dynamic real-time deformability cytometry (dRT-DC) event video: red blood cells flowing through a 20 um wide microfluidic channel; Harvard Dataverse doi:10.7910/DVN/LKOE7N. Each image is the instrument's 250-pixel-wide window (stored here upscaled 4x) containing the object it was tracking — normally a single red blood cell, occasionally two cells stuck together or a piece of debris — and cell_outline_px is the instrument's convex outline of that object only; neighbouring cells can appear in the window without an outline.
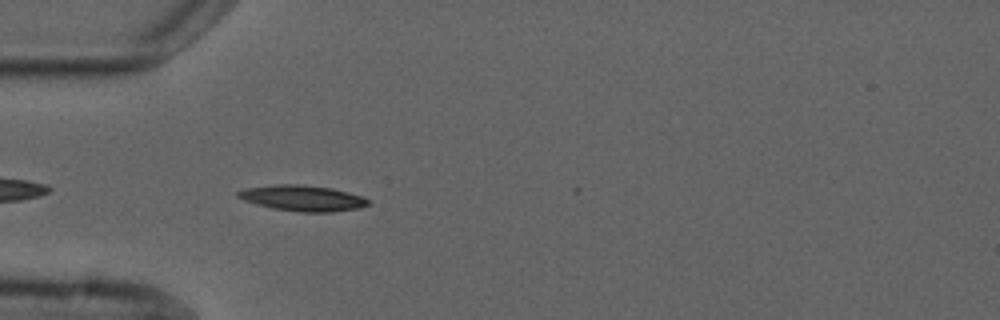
{"species": "common noctule bat (a hibernating species)", "species_latin": "Nyctalus noctula", "temperature_condition": "cold", "stored_images_in_passage": 5, "camera_frame_rate_fps": 3000, "um_per_image_px": 0.085, "animal": {"sex": "male", "forearm_length_mm": 52.5}, "frame": {"image": 1, "passage_image": 5, "time_ms": 5.0, "image_size_px": [1000, 320], "cell_outline_px": [[368, 204], [360, 208], [332, 212], [300, 212], [272, 208], [256, 204], [244, 200], [236, 196], [236, 192], [248, 188], [276, 184], [300, 184], [332, 188], [348, 192], [360, 196], [368, 200]], "centroid_in_image_um": [25.7, 16.84], "position_along_channel_um": 59.3, "area_um2": 19.42}}